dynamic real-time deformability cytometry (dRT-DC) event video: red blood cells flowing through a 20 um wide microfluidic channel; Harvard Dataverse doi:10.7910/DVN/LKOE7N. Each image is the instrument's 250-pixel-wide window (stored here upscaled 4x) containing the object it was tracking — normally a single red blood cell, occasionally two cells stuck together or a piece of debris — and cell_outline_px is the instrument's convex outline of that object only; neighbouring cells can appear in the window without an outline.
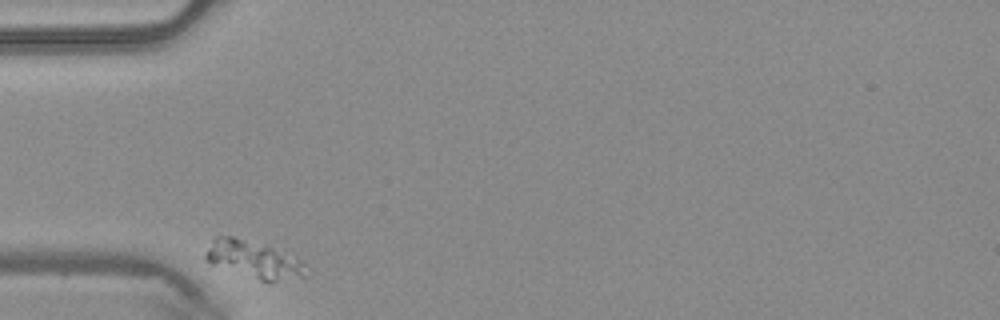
{"species": "common noctule bat (a hibernating species)", "species_latin": "Nyctalus noctula", "temperature_condition": "warm", "stored_images_in_passage": 29, "camera_frame_rate_fps": 3000, "um_per_image_px": 0.085, "animal": {"sex": "male", "body_mass_g": 20.4}, "frame": {"image": 1, "passage_image": 1, "time_ms": 0.0, "image_size_px": [1000, 320], "cell_outline_px": [[304, 276], [276, 280], [260, 280], [212, 264], [204, 256], [212, 240], [216, 236], [232, 236], [272, 248], [296, 256], [304, 264]], "centroid_in_image_um": [21.53, 22.04], "position_along_channel_um": 63.5, "area_um2": 20.81}}
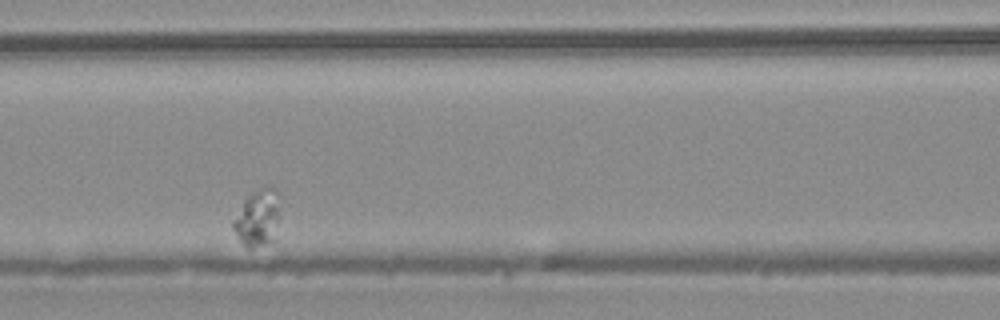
{"frame": {"image": 2, "passage_image": 9, "time_ms": 2.667, "image_size_px": [1000, 320], "cell_outline_px": [[276, 220], [272, 240], [268, 244], [252, 248], [248, 248], [240, 240], [232, 228], [232, 224], [244, 200], [248, 196], [260, 188], [268, 184], [272, 184], [276, 188]], "centroid_in_image_um": [21.85, 18.51], "position_along_channel_um": 144.7, "area_um2": 14.68}}
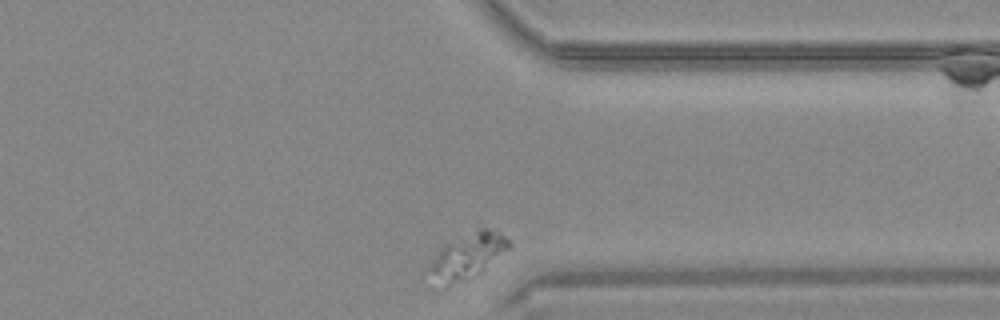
{"frame": {"image": 3, "passage_image": 29, "time_ms": 9.333, "image_size_px": [1000, 320], "cell_outline_px": [[512, 244], [508, 248], [480, 272], [468, 280], [448, 284], [420, 280], [428, 264], [448, 244], [480, 228], [488, 228], [500, 232]], "centroid_in_image_um": [39.63, 21.83], "position_along_channel_um": 371.8, "area_um2": 20.69}}